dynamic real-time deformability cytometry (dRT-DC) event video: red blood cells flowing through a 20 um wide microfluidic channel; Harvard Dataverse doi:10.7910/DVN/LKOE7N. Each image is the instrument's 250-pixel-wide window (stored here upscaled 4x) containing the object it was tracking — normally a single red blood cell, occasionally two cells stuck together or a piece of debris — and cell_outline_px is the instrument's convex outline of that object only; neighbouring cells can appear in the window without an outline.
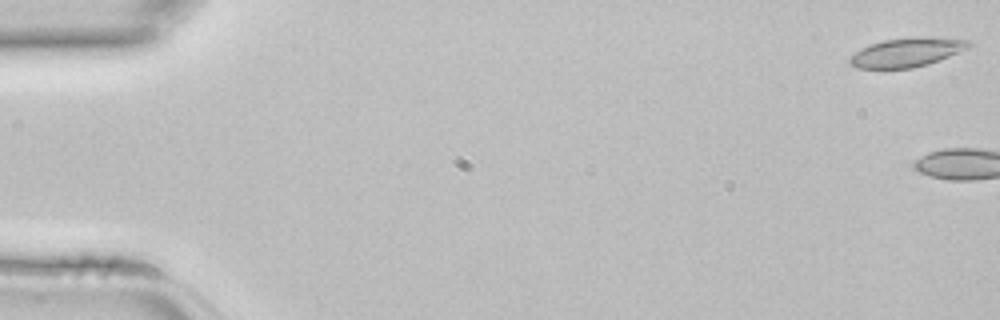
{"species": "common noctule bat (a hibernating species)", "species_latin": "Nyctalus noctula", "temperature_condition": "room temperature", "stored_images_in_passage": 3, "camera_frame_rate_fps": 3000, "um_per_image_px": 0.085, "animal": {"sex": "female", "body_mass_g": 22.7, "forearm_length_mm": 54.2}, "frame": {"image": 1, "passage_image": 1, "time_ms": 0.0, "image_size_px": [1000, 320], "cell_outline_px": [[972, 44], [968, 48], [928, 64], [912, 68], [856, 68], [848, 64], [848, 60], [856, 52], [872, 44], [884, 40], [916, 36], [928, 36], [968, 40]], "centroid_in_image_um": [77.09, 4.44], "position_along_channel_um": 7.9, "area_um2": 19.94}}